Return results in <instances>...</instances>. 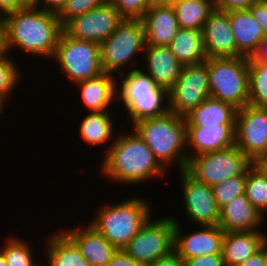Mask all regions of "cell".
I'll list each match as a JSON object with an SVG mask.
<instances>
[{"mask_svg":"<svg viewBox=\"0 0 267 266\" xmlns=\"http://www.w3.org/2000/svg\"><path fill=\"white\" fill-rule=\"evenodd\" d=\"M6 52L17 46L43 58L54 56L63 25L57 14L40 8H21L4 16Z\"/></svg>","mask_w":267,"mask_h":266,"instance_id":"1","label":"cell"},{"mask_svg":"<svg viewBox=\"0 0 267 266\" xmlns=\"http://www.w3.org/2000/svg\"><path fill=\"white\" fill-rule=\"evenodd\" d=\"M115 137L106 151L102 173L112 181L137 184L165 174V169L156 160L147 144L134 131ZM158 175V176H157Z\"/></svg>","mask_w":267,"mask_h":266,"instance_id":"2","label":"cell"},{"mask_svg":"<svg viewBox=\"0 0 267 266\" xmlns=\"http://www.w3.org/2000/svg\"><path fill=\"white\" fill-rule=\"evenodd\" d=\"M132 126L164 169L171 162L179 164L180 172L186 169L188 149L185 150L187 142L184 117L168 111L160 116L140 119Z\"/></svg>","mask_w":267,"mask_h":266,"instance_id":"3","label":"cell"},{"mask_svg":"<svg viewBox=\"0 0 267 266\" xmlns=\"http://www.w3.org/2000/svg\"><path fill=\"white\" fill-rule=\"evenodd\" d=\"M149 202L130 198L98 209L92 225L117 249H123L150 218Z\"/></svg>","mask_w":267,"mask_h":266,"instance_id":"4","label":"cell"},{"mask_svg":"<svg viewBox=\"0 0 267 266\" xmlns=\"http://www.w3.org/2000/svg\"><path fill=\"white\" fill-rule=\"evenodd\" d=\"M210 96L237 109L249 104V58H207Z\"/></svg>","mask_w":267,"mask_h":266,"instance_id":"5","label":"cell"},{"mask_svg":"<svg viewBox=\"0 0 267 266\" xmlns=\"http://www.w3.org/2000/svg\"><path fill=\"white\" fill-rule=\"evenodd\" d=\"M145 48L146 37L143 20L123 19L116 30L100 44L103 72L113 75L128 62L134 66L137 62L133 59L134 56L143 52Z\"/></svg>","mask_w":267,"mask_h":266,"instance_id":"6","label":"cell"},{"mask_svg":"<svg viewBox=\"0 0 267 266\" xmlns=\"http://www.w3.org/2000/svg\"><path fill=\"white\" fill-rule=\"evenodd\" d=\"M254 163L236 146L191 157L186 171L199 182L214 186L226 179L247 174Z\"/></svg>","mask_w":267,"mask_h":266,"instance_id":"7","label":"cell"},{"mask_svg":"<svg viewBox=\"0 0 267 266\" xmlns=\"http://www.w3.org/2000/svg\"><path fill=\"white\" fill-rule=\"evenodd\" d=\"M53 58L73 83L94 78L103 73L100 45L77 40L62 32Z\"/></svg>","mask_w":267,"mask_h":266,"instance_id":"8","label":"cell"},{"mask_svg":"<svg viewBox=\"0 0 267 266\" xmlns=\"http://www.w3.org/2000/svg\"><path fill=\"white\" fill-rule=\"evenodd\" d=\"M175 224L169 216L156 221L149 218L123 250L142 266H147L174 251Z\"/></svg>","mask_w":267,"mask_h":266,"instance_id":"9","label":"cell"},{"mask_svg":"<svg viewBox=\"0 0 267 266\" xmlns=\"http://www.w3.org/2000/svg\"><path fill=\"white\" fill-rule=\"evenodd\" d=\"M207 97H210V85L205 62L184 65L179 78L168 90L169 111L185 117Z\"/></svg>","mask_w":267,"mask_h":266,"instance_id":"10","label":"cell"},{"mask_svg":"<svg viewBox=\"0 0 267 266\" xmlns=\"http://www.w3.org/2000/svg\"><path fill=\"white\" fill-rule=\"evenodd\" d=\"M235 145L253 163L267 155V109L250 104L237 109Z\"/></svg>","mask_w":267,"mask_h":266,"instance_id":"11","label":"cell"},{"mask_svg":"<svg viewBox=\"0 0 267 266\" xmlns=\"http://www.w3.org/2000/svg\"><path fill=\"white\" fill-rule=\"evenodd\" d=\"M123 19L113 4L106 0L93 10L70 19L63 26V31L74 39L100 45L116 30Z\"/></svg>","mask_w":267,"mask_h":266,"instance_id":"12","label":"cell"},{"mask_svg":"<svg viewBox=\"0 0 267 266\" xmlns=\"http://www.w3.org/2000/svg\"><path fill=\"white\" fill-rule=\"evenodd\" d=\"M183 204L188 217L196 224L218 225L220 209L217 206L211 186L199 182L186 170L180 172Z\"/></svg>","mask_w":267,"mask_h":266,"instance_id":"13","label":"cell"},{"mask_svg":"<svg viewBox=\"0 0 267 266\" xmlns=\"http://www.w3.org/2000/svg\"><path fill=\"white\" fill-rule=\"evenodd\" d=\"M175 220L174 251L183 261L204 255L222 254L225 231L218 225H203L202 230L182 235L179 221ZM181 234V235H180Z\"/></svg>","mask_w":267,"mask_h":266,"instance_id":"14","label":"cell"},{"mask_svg":"<svg viewBox=\"0 0 267 266\" xmlns=\"http://www.w3.org/2000/svg\"><path fill=\"white\" fill-rule=\"evenodd\" d=\"M202 33L207 58L237 57L228 11L215 8L205 21Z\"/></svg>","mask_w":267,"mask_h":266,"instance_id":"15","label":"cell"},{"mask_svg":"<svg viewBox=\"0 0 267 266\" xmlns=\"http://www.w3.org/2000/svg\"><path fill=\"white\" fill-rule=\"evenodd\" d=\"M186 142L195 152L188 153V160L195 155L229 148L235 145V125L186 127Z\"/></svg>","mask_w":267,"mask_h":266,"instance_id":"16","label":"cell"},{"mask_svg":"<svg viewBox=\"0 0 267 266\" xmlns=\"http://www.w3.org/2000/svg\"><path fill=\"white\" fill-rule=\"evenodd\" d=\"M147 74L158 87L169 90L179 78L183 64L180 63L169 46L146 45Z\"/></svg>","mask_w":267,"mask_h":266,"instance_id":"17","label":"cell"},{"mask_svg":"<svg viewBox=\"0 0 267 266\" xmlns=\"http://www.w3.org/2000/svg\"><path fill=\"white\" fill-rule=\"evenodd\" d=\"M74 228L64 232L76 243L82 256L91 266H107L118 249L90 224L83 229Z\"/></svg>","mask_w":267,"mask_h":266,"instance_id":"18","label":"cell"},{"mask_svg":"<svg viewBox=\"0 0 267 266\" xmlns=\"http://www.w3.org/2000/svg\"><path fill=\"white\" fill-rule=\"evenodd\" d=\"M228 15L237 46V57L251 58L265 37L262 27L249 9L230 10Z\"/></svg>","mask_w":267,"mask_h":266,"instance_id":"19","label":"cell"},{"mask_svg":"<svg viewBox=\"0 0 267 266\" xmlns=\"http://www.w3.org/2000/svg\"><path fill=\"white\" fill-rule=\"evenodd\" d=\"M263 217L243 194L220 209L218 226L225 232L252 231L260 227Z\"/></svg>","mask_w":267,"mask_h":266,"instance_id":"20","label":"cell"},{"mask_svg":"<svg viewBox=\"0 0 267 266\" xmlns=\"http://www.w3.org/2000/svg\"><path fill=\"white\" fill-rule=\"evenodd\" d=\"M258 230L225 232L222 244L225 266H238L263 247L266 236Z\"/></svg>","mask_w":267,"mask_h":266,"instance_id":"21","label":"cell"},{"mask_svg":"<svg viewBox=\"0 0 267 266\" xmlns=\"http://www.w3.org/2000/svg\"><path fill=\"white\" fill-rule=\"evenodd\" d=\"M142 20L145 28L146 45L168 46L179 30L172 6L148 8Z\"/></svg>","mask_w":267,"mask_h":266,"instance_id":"22","label":"cell"},{"mask_svg":"<svg viewBox=\"0 0 267 266\" xmlns=\"http://www.w3.org/2000/svg\"><path fill=\"white\" fill-rule=\"evenodd\" d=\"M237 108L228 102L207 97L186 115V127L235 125Z\"/></svg>","mask_w":267,"mask_h":266,"instance_id":"23","label":"cell"},{"mask_svg":"<svg viewBox=\"0 0 267 266\" xmlns=\"http://www.w3.org/2000/svg\"><path fill=\"white\" fill-rule=\"evenodd\" d=\"M115 82L117 81L111 74L103 72L99 76L75 85L81 87V99L85 107L90 112H102L107 111L115 98L117 100V84Z\"/></svg>","mask_w":267,"mask_h":266,"instance_id":"24","label":"cell"},{"mask_svg":"<svg viewBox=\"0 0 267 266\" xmlns=\"http://www.w3.org/2000/svg\"><path fill=\"white\" fill-rule=\"evenodd\" d=\"M168 46L183 65L199 64L207 60L202 30L179 28Z\"/></svg>","mask_w":267,"mask_h":266,"instance_id":"25","label":"cell"},{"mask_svg":"<svg viewBox=\"0 0 267 266\" xmlns=\"http://www.w3.org/2000/svg\"><path fill=\"white\" fill-rule=\"evenodd\" d=\"M47 260L49 266H91L82 256L76 243L64 232L48 238Z\"/></svg>","mask_w":267,"mask_h":266,"instance_id":"26","label":"cell"},{"mask_svg":"<svg viewBox=\"0 0 267 266\" xmlns=\"http://www.w3.org/2000/svg\"><path fill=\"white\" fill-rule=\"evenodd\" d=\"M174 8L179 28L202 30L215 9L213 0H176Z\"/></svg>","mask_w":267,"mask_h":266,"instance_id":"27","label":"cell"},{"mask_svg":"<svg viewBox=\"0 0 267 266\" xmlns=\"http://www.w3.org/2000/svg\"><path fill=\"white\" fill-rule=\"evenodd\" d=\"M111 113L108 111L89 112L83 118L80 127V135L82 139L91 145H99L108 142L113 138V120Z\"/></svg>","mask_w":267,"mask_h":266,"instance_id":"28","label":"cell"},{"mask_svg":"<svg viewBox=\"0 0 267 266\" xmlns=\"http://www.w3.org/2000/svg\"><path fill=\"white\" fill-rule=\"evenodd\" d=\"M165 97V98H164ZM168 100V90L158 87L149 95L135 97L125 108L129 112L131 123L148 118L163 115L169 111L168 101L167 107H163V101Z\"/></svg>","mask_w":267,"mask_h":266,"instance_id":"29","label":"cell"},{"mask_svg":"<svg viewBox=\"0 0 267 266\" xmlns=\"http://www.w3.org/2000/svg\"><path fill=\"white\" fill-rule=\"evenodd\" d=\"M120 87L117 89V98L123 101L124 108L137 96L149 95L153 93L158 86L153 79L142 70L137 68L125 74L120 72ZM119 90V91H118Z\"/></svg>","mask_w":267,"mask_h":266,"instance_id":"30","label":"cell"},{"mask_svg":"<svg viewBox=\"0 0 267 266\" xmlns=\"http://www.w3.org/2000/svg\"><path fill=\"white\" fill-rule=\"evenodd\" d=\"M245 195L262 215L267 211V174L257 163L247 171Z\"/></svg>","mask_w":267,"mask_h":266,"instance_id":"31","label":"cell"},{"mask_svg":"<svg viewBox=\"0 0 267 266\" xmlns=\"http://www.w3.org/2000/svg\"><path fill=\"white\" fill-rule=\"evenodd\" d=\"M249 104L267 109V63L249 58Z\"/></svg>","mask_w":267,"mask_h":266,"instance_id":"32","label":"cell"},{"mask_svg":"<svg viewBox=\"0 0 267 266\" xmlns=\"http://www.w3.org/2000/svg\"><path fill=\"white\" fill-rule=\"evenodd\" d=\"M0 251L4 255L7 266H40L33 262L32 249L28 242L22 239L11 237Z\"/></svg>","mask_w":267,"mask_h":266,"instance_id":"33","label":"cell"},{"mask_svg":"<svg viewBox=\"0 0 267 266\" xmlns=\"http://www.w3.org/2000/svg\"><path fill=\"white\" fill-rule=\"evenodd\" d=\"M245 184L246 174H241L212 186L218 208L245 194Z\"/></svg>","mask_w":267,"mask_h":266,"instance_id":"34","label":"cell"},{"mask_svg":"<svg viewBox=\"0 0 267 266\" xmlns=\"http://www.w3.org/2000/svg\"><path fill=\"white\" fill-rule=\"evenodd\" d=\"M16 65L6 53L0 55V97L4 101L20 81L21 72Z\"/></svg>","mask_w":267,"mask_h":266,"instance_id":"35","label":"cell"},{"mask_svg":"<svg viewBox=\"0 0 267 266\" xmlns=\"http://www.w3.org/2000/svg\"><path fill=\"white\" fill-rule=\"evenodd\" d=\"M106 0H66L62 10L57 14L64 26L70 19L83 15L100 6Z\"/></svg>","mask_w":267,"mask_h":266,"instance_id":"36","label":"cell"},{"mask_svg":"<svg viewBox=\"0 0 267 266\" xmlns=\"http://www.w3.org/2000/svg\"><path fill=\"white\" fill-rule=\"evenodd\" d=\"M124 19H142L148 10L147 0H109Z\"/></svg>","mask_w":267,"mask_h":266,"instance_id":"37","label":"cell"},{"mask_svg":"<svg viewBox=\"0 0 267 266\" xmlns=\"http://www.w3.org/2000/svg\"><path fill=\"white\" fill-rule=\"evenodd\" d=\"M184 266H225L222 254L204 255L189 258L184 261Z\"/></svg>","mask_w":267,"mask_h":266,"instance_id":"38","label":"cell"},{"mask_svg":"<svg viewBox=\"0 0 267 266\" xmlns=\"http://www.w3.org/2000/svg\"><path fill=\"white\" fill-rule=\"evenodd\" d=\"M259 0H213L214 7L221 11L249 9Z\"/></svg>","mask_w":267,"mask_h":266,"instance_id":"39","label":"cell"},{"mask_svg":"<svg viewBox=\"0 0 267 266\" xmlns=\"http://www.w3.org/2000/svg\"><path fill=\"white\" fill-rule=\"evenodd\" d=\"M249 10L254 19L262 27L265 36L267 35V0H259L253 3Z\"/></svg>","mask_w":267,"mask_h":266,"instance_id":"40","label":"cell"},{"mask_svg":"<svg viewBox=\"0 0 267 266\" xmlns=\"http://www.w3.org/2000/svg\"><path fill=\"white\" fill-rule=\"evenodd\" d=\"M107 266H142L123 249H118L108 262Z\"/></svg>","mask_w":267,"mask_h":266,"instance_id":"41","label":"cell"},{"mask_svg":"<svg viewBox=\"0 0 267 266\" xmlns=\"http://www.w3.org/2000/svg\"><path fill=\"white\" fill-rule=\"evenodd\" d=\"M147 266H184V261L175 251H173Z\"/></svg>","mask_w":267,"mask_h":266,"instance_id":"42","label":"cell"},{"mask_svg":"<svg viewBox=\"0 0 267 266\" xmlns=\"http://www.w3.org/2000/svg\"><path fill=\"white\" fill-rule=\"evenodd\" d=\"M238 266H267L266 242L258 252L247 258L243 263Z\"/></svg>","mask_w":267,"mask_h":266,"instance_id":"43","label":"cell"},{"mask_svg":"<svg viewBox=\"0 0 267 266\" xmlns=\"http://www.w3.org/2000/svg\"><path fill=\"white\" fill-rule=\"evenodd\" d=\"M251 59L255 63H267V35L260 41L258 49Z\"/></svg>","mask_w":267,"mask_h":266,"instance_id":"44","label":"cell"},{"mask_svg":"<svg viewBox=\"0 0 267 266\" xmlns=\"http://www.w3.org/2000/svg\"><path fill=\"white\" fill-rule=\"evenodd\" d=\"M39 2L44 3V6L46 5V7L40 8L41 10L58 14L64 7L66 0H38L40 5Z\"/></svg>","mask_w":267,"mask_h":266,"instance_id":"45","label":"cell"},{"mask_svg":"<svg viewBox=\"0 0 267 266\" xmlns=\"http://www.w3.org/2000/svg\"><path fill=\"white\" fill-rule=\"evenodd\" d=\"M18 9H21V7L18 5L17 0H0V12H2L3 15L14 12Z\"/></svg>","mask_w":267,"mask_h":266,"instance_id":"46","label":"cell"},{"mask_svg":"<svg viewBox=\"0 0 267 266\" xmlns=\"http://www.w3.org/2000/svg\"><path fill=\"white\" fill-rule=\"evenodd\" d=\"M7 53L5 45V23L4 15H0V55Z\"/></svg>","mask_w":267,"mask_h":266,"instance_id":"47","label":"cell"},{"mask_svg":"<svg viewBox=\"0 0 267 266\" xmlns=\"http://www.w3.org/2000/svg\"><path fill=\"white\" fill-rule=\"evenodd\" d=\"M176 0H147L149 8L173 6Z\"/></svg>","mask_w":267,"mask_h":266,"instance_id":"48","label":"cell"},{"mask_svg":"<svg viewBox=\"0 0 267 266\" xmlns=\"http://www.w3.org/2000/svg\"><path fill=\"white\" fill-rule=\"evenodd\" d=\"M21 8H38V0H17Z\"/></svg>","mask_w":267,"mask_h":266,"instance_id":"49","label":"cell"},{"mask_svg":"<svg viewBox=\"0 0 267 266\" xmlns=\"http://www.w3.org/2000/svg\"><path fill=\"white\" fill-rule=\"evenodd\" d=\"M257 164L264 170V172L267 174V155L263 156Z\"/></svg>","mask_w":267,"mask_h":266,"instance_id":"50","label":"cell"},{"mask_svg":"<svg viewBox=\"0 0 267 266\" xmlns=\"http://www.w3.org/2000/svg\"><path fill=\"white\" fill-rule=\"evenodd\" d=\"M0 266H7L3 253L0 251Z\"/></svg>","mask_w":267,"mask_h":266,"instance_id":"51","label":"cell"},{"mask_svg":"<svg viewBox=\"0 0 267 266\" xmlns=\"http://www.w3.org/2000/svg\"><path fill=\"white\" fill-rule=\"evenodd\" d=\"M5 106V101L0 97V113H2L1 111H3Z\"/></svg>","mask_w":267,"mask_h":266,"instance_id":"52","label":"cell"},{"mask_svg":"<svg viewBox=\"0 0 267 266\" xmlns=\"http://www.w3.org/2000/svg\"><path fill=\"white\" fill-rule=\"evenodd\" d=\"M266 262H267V235H266Z\"/></svg>","mask_w":267,"mask_h":266,"instance_id":"53","label":"cell"}]
</instances>
